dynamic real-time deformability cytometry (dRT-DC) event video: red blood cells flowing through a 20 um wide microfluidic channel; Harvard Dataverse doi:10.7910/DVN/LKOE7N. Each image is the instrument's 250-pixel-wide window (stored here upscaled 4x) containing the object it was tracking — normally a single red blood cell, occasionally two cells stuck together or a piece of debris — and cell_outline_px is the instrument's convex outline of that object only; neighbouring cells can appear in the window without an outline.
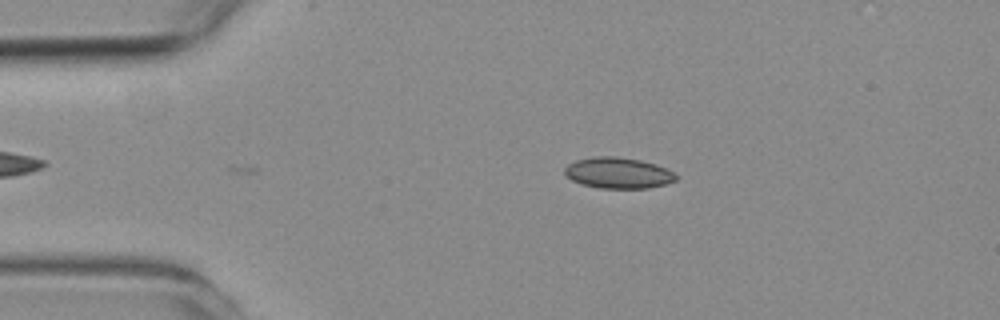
{"species": "common noctule bat (a hibernating species)", "species_latin": "Nyctalus noctula", "temperature_condition": "room temperature", "stored_images_in_passage": 10, "camera_frame_rate_fps": 3000, "um_per_image_px": 0.085, "animal": {"sex": "female", "body_mass_g": 19.3, "forearm_length_mm": 54.1}, "frame": {"image": 1, "passage_image": 10, "time_ms": 3.0, "image_size_px": [1000, 320], "cell_outline_px": [[676, 180], [664, 184], [648, 188], [600, 188], [580, 184], [572, 180], [564, 172], [564, 168], [568, 164], [576, 160], [592, 156], [616, 156], [640, 160], [656, 164], [672, 172], [676, 176]], "centroid_in_image_um": [52.5, 14.69], "position_along_channel_um": 32.5, "area_um2": 20.0}}